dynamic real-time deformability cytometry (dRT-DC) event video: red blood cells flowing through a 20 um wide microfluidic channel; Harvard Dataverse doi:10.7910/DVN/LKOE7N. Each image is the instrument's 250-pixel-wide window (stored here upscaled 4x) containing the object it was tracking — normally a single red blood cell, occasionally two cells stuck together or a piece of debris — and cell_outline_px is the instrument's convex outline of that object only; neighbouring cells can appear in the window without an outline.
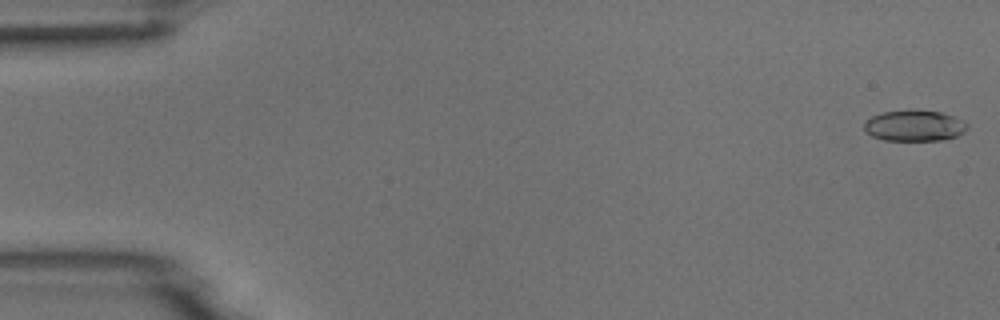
{"species": "common noctule bat (a hibernating species)", "species_latin": "Nyctalus noctula", "temperature_condition": "room temperature", "stored_images_in_passage": 3, "camera_frame_rate_fps": 3000, "um_per_image_px": 0.085, "animal": {"sex": "male", "body_mass_g": 18.8}, "frame": {"image": 1, "passage_image": 1, "time_ms": 0.0, "image_size_px": [1000, 320], "cell_outline_px": [[968, 128], [964, 132], [956, 136], [940, 140], [884, 140], [872, 136], [864, 128], [864, 124], [872, 116], [880, 112], [912, 108], [916, 108], [940, 112], [952, 116], [968, 124]], "centroid_in_image_um": [77.71, 10.65], "position_along_channel_um": 7.3, "area_um2": 18.79}}